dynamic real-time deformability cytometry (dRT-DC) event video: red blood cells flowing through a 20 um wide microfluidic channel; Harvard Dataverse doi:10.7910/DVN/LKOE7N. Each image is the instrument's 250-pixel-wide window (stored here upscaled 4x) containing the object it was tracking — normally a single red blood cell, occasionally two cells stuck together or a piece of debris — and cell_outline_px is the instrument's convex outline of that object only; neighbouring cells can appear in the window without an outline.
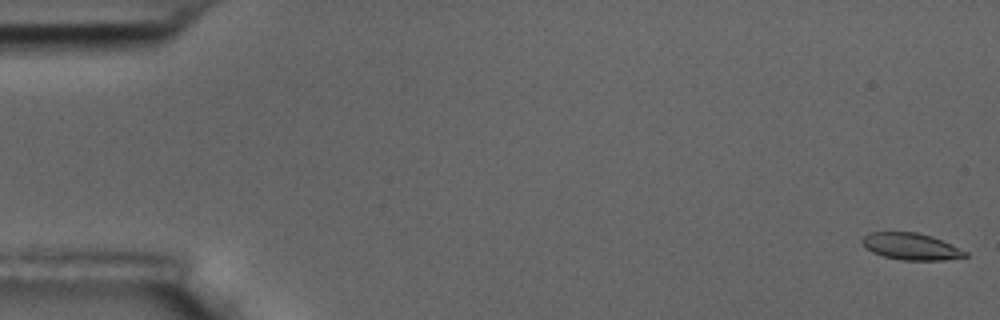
{"species": "common noctule bat (a hibernating species)", "species_latin": "Nyctalus noctula", "temperature_condition": "room temperature", "stored_images_in_passage": 58, "camera_frame_rate_fps": 3000, "um_per_image_px": 0.085, "animal": {"sex": "male", "body_mass_g": 17.5, "forearm_length_mm": 52.3}, "frame": {"image": 1, "passage_image": 1, "time_ms": 0.0, "image_size_px": [1000, 320], "cell_outline_px": [[968, 256], [944, 260], [900, 260], [884, 256], [872, 252], [860, 240], [868, 232], [916, 232], [932, 236], [968, 252]], "centroid_in_image_um": [77.44, 20.95], "position_along_channel_um": 7.6, "area_um2": 15.95}}
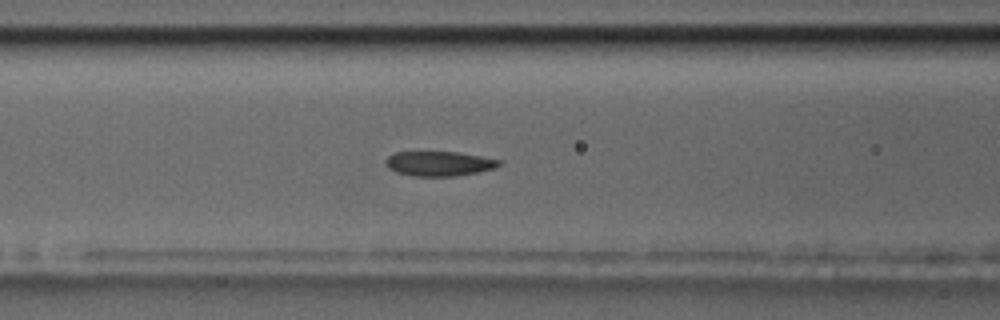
{"frame": {"image": 2, "passage_image": 24, "time_ms": 7.667, "image_size_px": [1000, 320], "cell_outline_px": [[500, 164], [496, 168], [456, 176], [412, 176], [396, 172], [388, 168], [384, 160], [388, 156], [396, 152], [456, 152], [480, 156], [500, 160]], "centroid_in_image_um": [37.29, 13.91], "position_along_channel_um": 129.3, "area_um2": 16.24}}
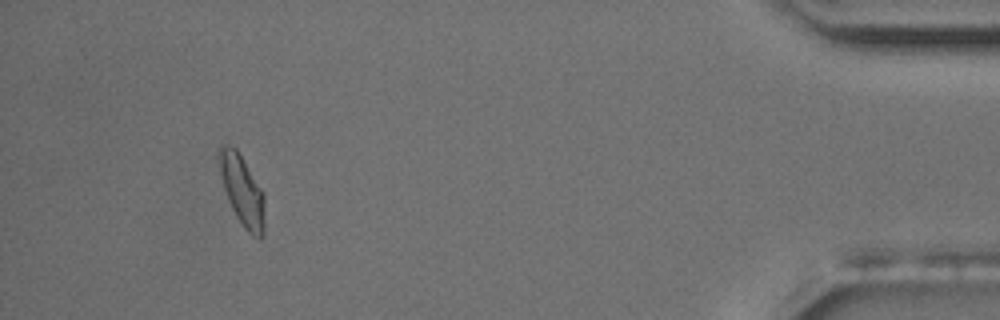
{"frame": {"image": 3, "passage_image": 54, "time_ms": 17.667, "image_size_px": [1000, 320], "cell_outline_px": [[264, 236], [260, 240], [252, 236], [244, 228], [236, 216], [228, 200], [224, 188], [216, 156], [216, 152], [220, 144], [224, 144], [236, 148], [264, 192]], "centroid_in_image_um": [20.57, 16.18], "position_along_channel_um": 414.6, "area_um2": 18.96}, "authors_computed_cell_mechanics": {"area_um2": 16.8198, "velocity_mm_per_s": 3.5048, "shape_relaxation_time_tau1_ms": 4.5328, "shape_relaxation_time_tau2_ms": 1.8752, "deformation_change_tau1": 0.1206, "deformation_change_tau2": 0.0603}}